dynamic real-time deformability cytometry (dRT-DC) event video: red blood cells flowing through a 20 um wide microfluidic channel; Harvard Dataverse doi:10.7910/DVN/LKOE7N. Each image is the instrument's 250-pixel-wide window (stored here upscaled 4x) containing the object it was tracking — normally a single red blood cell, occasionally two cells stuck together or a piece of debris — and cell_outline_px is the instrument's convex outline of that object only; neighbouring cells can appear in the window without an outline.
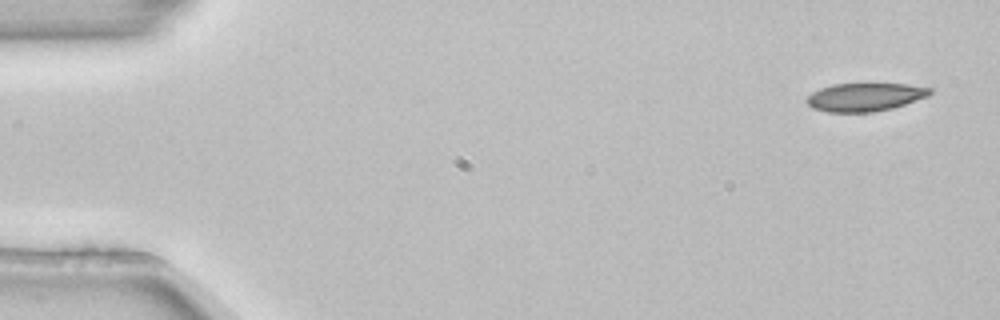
{"species": "common noctule bat (a hibernating species)", "species_latin": "Nyctalus noctula", "temperature_condition": "room temperature", "stored_images_in_passage": 5, "segment_of_instrument_passage": [2, 2], "camera_frame_rate_fps": 3000, "um_per_image_px": 0.085, "animal": {"sex": "female", "body_mass_g": 22.7, "forearm_length_mm": 54.2}, "frame": {"image": 1, "passage_image": 5, "time_ms": 1.333, "image_size_px": [1000, 320], "cell_outline_px": [[932, 92], [928, 96], [892, 108], [876, 112], [828, 112], [812, 108], [804, 100], [812, 92], [820, 88], [832, 84], [908, 84], [932, 88]], "centroid_in_image_um": [73.5, 8.25], "position_along_channel_um": 11.5, "area_um2": 20.29}}